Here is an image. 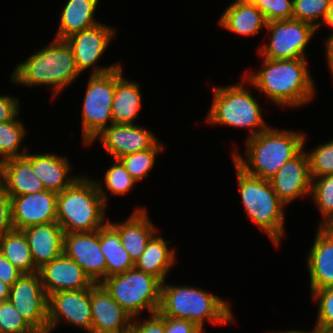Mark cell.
Wrapping results in <instances>:
<instances>
[{"label":"cell","instance_id":"obj_2","mask_svg":"<svg viewBox=\"0 0 333 333\" xmlns=\"http://www.w3.org/2000/svg\"><path fill=\"white\" fill-rule=\"evenodd\" d=\"M305 141L306 135L302 132L269 127L246 139L247 158L238 151L232 152V158L247 174L270 180L287 161L305 147Z\"/></svg>","mask_w":333,"mask_h":333},{"label":"cell","instance_id":"obj_48","mask_svg":"<svg viewBox=\"0 0 333 333\" xmlns=\"http://www.w3.org/2000/svg\"><path fill=\"white\" fill-rule=\"evenodd\" d=\"M270 333V332H269ZM271 333H318V328L314 326L313 331L307 332V331H300V330H287V331H274Z\"/></svg>","mask_w":333,"mask_h":333},{"label":"cell","instance_id":"obj_16","mask_svg":"<svg viewBox=\"0 0 333 333\" xmlns=\"http://www.w3.org/2000/svg\"><path fill=\"white\" fill-rule=\"evenodd\" d=\"M278 199L288 205L296 198L310 196L312 177L304 148L287 161L269 180Z\"/></svg>","mask_w":333,"mask_h":333},{"label":"cell","instance_id":"obj_50","mask_svg":"<svg viewBox=\"0 0 333 333\" xmlns=\"http://www.w3.org/2000/svg\"><path fill=\"white\" fill-rule=\"evenodd\" d=\"M318 333H333V328L318 329Z\"/></svg>","mask_w":333,"mask_h":333},{"label":"cell","instance_id":"obj_28","mask_svg":"<svg viewBox=\"0 0 333 333\" xmlns=\"http://www.w3.org/2000/svg\"><path fill=\"white\" fill-rule=\"evenodd\" d=\"M218 21L225 30L247 37L257 35L267 23L262 12L250 4L229 5Z\"/></svg>","mask_w":333,"mask_h":333},{"label":"cell","instance_id":"obj_43","mask_svg":"<svg viewBox=\"0 0 333 333\" xmlns=\"http://www.w3.org/2000/svg\"><path fill=\"white\" fill-rule=\"evenodd\" d=\"M164 333H205L194 323L185 319L165 317Z\"/></svg>","mask_w":333,"mask_h":333},{"label":"cell","instance_id":"obj_17","mask_svg":"<svg viewBox=\"0 0 333 333\" xmlns=\"http://www.w3.org/2000/svg\"><path fill=\"white\" fill-rule=\"evenodd\" d=\"M14 229L57 222V193L44 190L39 193L11 197Z\"/></svg>","mask_w":333,"mask_h":333},{"label":"cell","instance_id":"obj_10","mask_svg":"<svg viewBox=\"0 0 333 333\" xmlns=\"http://www.w3.org/2000/svg\"><path fill=\"white\" fill-rule=\"evenodd\" d=\"M271 40L259 47L258 53L266 59L306 58V47L318 29L312 24L287 19L266 23Z\"/></svg>","mask_w":333,"mask_h":333},{"label":"cell","instance_id":"obj_49","mask_svg":"<svg viewBox=\"0 0 333 333\" xmlns=\"http://www.w3.org/2000/svg\"><path fill=\"white\" fill-rule=\"evenodd\" d=\"M257 0H235L230 5H243V4H250L255 5Z\"/></svg>","mask_w":333,"mask_h":333},{"label":"cell","instance_id":"obj_29","mask_svg":"<svg viewBox=\"0 0 333 333\" xmlns=\"http://www.w3.org/2000/svg\"><path fill=\"white\" fill-rule=\"evenodd\" d=\"M100 249L106 260V278L123 274L134 267L118 231L109 222L100 228Z\"/></svg>","mask_w":333,"mask_h":333},{"label":"cell","instance_id":"obj_47","mask_svg":"<svg viewBox=\"0 0 333 333\" xmlns=\"http://www.w3.org/2000/svg\"><path fill=\"white\" fill-rule=\"evenodd\" d=\"M324 24L333 28V0H330L329 10L325 18Z\"/></svg>","mask_w":333,"mask_h":333},{"label":"cell","instance_id":"obj_44","mask_svg":"<svg viewBox=\"0 0 333 333\" xmlns=\"http://www.w3.org/2000/svg\"><path fill=\"white\" fill-rule=\"evenodd\" d=\"M22 274L23 273L0 252V280L12 286Z\"/></svg>","mask_w":333,"mask_h":333},{"label":"cell","instance_id":"obj_26","mask_svg":"<svg viewBox=\"0 0 333 333\" xmlns=\"http://www.w3.org/2000/svg\"><path fill=\"white\" fill-rule=\"evenodd\" d=\"M157 232L151 237L146 248L134 267L145 273L158 278L162 283L175 263V249L169 248L168 244Z\"/></svg>","mask_w":333,"mask_h":333},{"label":"cell","instance_id":"obj_9","mask_svg":"<svg viewBox=\"0 0 333 333\" xmlns=\"http://www.w3.org/2000/svg\"><path fill=\"white\" fill-rule=\"evenodd\" d=\"M114 91L115 69L105 74H90L82 108V137L85 145H91L95 137L109 126L108 123H113L111 110Z\"/></svg>","mask_w":333,"mask_h":333},{"label":"cell","instance_id":"obj_14","mask_svg":"<svg viewBox=\"0 0 333 333\" xmlns=\"http://www.w3.org/2000/svg\"><path fill=\"white\" fill-rule=\"evenodd\" d=\"M63 254L74 260L96 284L106 278V260L100 249V229L64 233Z\"/></svg>","mask_w":333,"mask_h":333},{"label":"cell","instance_id":"obj_24","mask_svg":"<svg viewBox=\"0 0 333 333\" xmlns=\"http://www.w3.org/2000/svg\"><path fill=\"white\" fill-rule=\"evenodd\" d=\"M0 183L11 197L45 190L43 183L33 172L31 163L24 156L0 163Z\"/></svg>","mask_w":333,"mask_h":333},{"label":"cell","instance_id":"obj_21","mask_svg":"<svg viewBox=\"0 0 333 333\" xmlns=\"http://www.w3.org/2000/svg\"><path fill=\"white\" fill-rule=\"evenodd\" d=\"M22 231L38 269L63 254L64 231L58 222L30 226Z\"/></svg>","mask_w":333,"mask_h":333},{"label":"cell","instance_id":"obj_18","mask_svg":"<svg viewBox=\"0 0 333 333\" xmlns=\"http://www.w3.org/2000/svg\"><path fill=\"white\" fill-rule=\"evenodd\" d=\"M92 332L128 333L132 317L112 298L100 284L90 288Z\"/></svg>","mask_w":333,"mask_h":333},{"label":"cell","instance_id":"obj_6","mask_svg":"<svg viewBox=\"0 0 333 333\" xmlns=\"http://www.w3.org/2000/svg\"><path fill=\"white\" fill-rule=\"evenodd\" d=\"M233 164L248 218L265 232L275 246H279L285 235V205L278 199L269 180L249 175L234 161Z\"/></svg>","mask_w":333,"mask_h":333},{"label":"cell","instance_id":"obj_40","mask_svg":"<svg viewBox=\"0 0 333 333\" xmlns=\"http://www.w3.org/2000/svg\"><path fill=\"white\" fill-rule=\"evenodd\" d=\"M148 319L140 321L138 317L132 318L131 327L128 333H164L165 317L159 312L150 314Z\"/></svg>","mask_w":333,"mask_h":333},{"label":"cell","instance_id":"obj_33","mask_svg":"<svg viewBox=\"0 0 333 333\" xmlns=\"http://www.w3.org/2000/svg\"><path fill=\"white\" fill-rule=\"evenodd\" d=\"M164 146L159 141L149 150L131 153L118 158L126 171L135 181H142L153 169L156 155H159Z\"/></svg>","mask_w":333,"mask_h":333},{"label":"cell","instance_id":"obj_39","mask_svg":"<svg viewBox=\"0 0 333 333\" xmlns=\"http://www.w3.org/2000/svg\"><path fill=\"white\" fill-rule=\"evenodd\" d=\"M255 6L266 22L293 18V0H257Z\"/></svg>","mask_w":333,"mask_h":333},{"label":"cell","instance_id":"obj_7","mask_svg":"<svg viewBox=\"0 0 333 333\" xmlns=\"http://www.w3.org/2000/svg\"><path fill=\"white\" fill-rule=\"evenodd\" d=\"M242 77L241 83L214 87L213 101L206 120L213 125L248 129L250 135L247 137H252L269 126L264 121L257 100L245 86L246 78Z\"/></svg>","mask_w":333,"mask_h":333},{"label":"cell","instance_id":"obj_19","mask_svg":"<svg viewBox=\"0 0 333 333\" xmlns=\"http://www.w3.org/2000/svg\"><path fill=\"white\" fill-rule=\"evenodd\" d=\"M42 286L49 296L69 290H84L95 283L72 259L64 254L39 268Z\"/></svg>","mask_w":333,"mask_h":333},{"label":"cell","instance_id":"obj_46","mask_svg":"<svg viewBox=\"0 0 333 333\" xmlns=\"http://www.w3.org/2000/svg\"><path fill=\"white\" fill-rule=\"evenodd\" d=\"M11 286L0 280V303L9 300Z\"/></svg>","mask_w":333,"mask_h":333},{"label":"cell","instance_id":"obj_32","mask_svg":"<svg viewBox=\"0 0 333 333\" xmlns=\"http://www.w3.org/2000/svg\"><path fill=\"white\" fill-rule=\"evenodd\" d=\"M310 197L314 200L323 219L318 226H333V174L312 178Z\"/></svg>","mask_w":333,"mask_h":333},{"label":"cell","instance_id":"obj_27","mask_svg":"<svg viewBox=\"0 0 333 333\" xmlns=\"http://www.w3.org/2000/svg\"><path fill=\"white\" fill-rule=\"evenodd\" d=\"M99 2V0H68L60 15L55 39L66 40L73 34L99 23L94 17Z\"/></svg>","mask_w":333,"mask_h":333},{"label":"cell","instance_id":"obj_37","mask_svg":"<svg viewBox=\"0 0 333 333\" xmlns=\"http://www.w3.org/2000/svg\"><path fill=\"white\" fill-rule=\"evenodd\" d=\"M0 333H36L10 300L0 303Z\"/></svg>","mask_w":333,"mask_h":333},{"label":"cell","instance_id":"obj_22","mask_svg":"<svg viewBox=\"0 0 333 333\" xmlns=\"http://www.w3.org/2000/svg\"><path fill=\"white\" fill-rule=\"evenodd\" d=\"M108 222L118 231L124 249L135 263L144 252L151 237L158 232L146 213V208L137 207L125 221Z\"/></svg>","mask_w":333,"mask_h":333},{"label":"cell","instance_id":"obj_3","mask_svg":"<svg viewBox=\"0 0 333 333\" xmlns=\"http://www.w3.org/2000/svg\"><path fill=\"white\" fill-rule=\"evenodd\" d=\"M15 68L11 74L13 83L27 87L52 86L54 98L81 75L68 42L55 38Z\"/></svg>","mask_w":333,"mask_h":333},{"label":"cell","instance_id":"obj_15","mask_svg":"<svg viewBox=\"0 0 333 333\" xmlns=\"http://www.w3.org/2000/svg\"><path fill=\"white\" fill-rule=\"evenodd\" d=\"M99 138L112 158L151 149L159 140L150 129L136 124H111L92 141Z\"/></svg>","mask_w":333,"mask_h":333},{"label":"cell","instance_id":"obj_41","mask_svg":"<svg viewBox=\"0 0 333 333\" xmlns=\"http://www.w3.org/2000/svg\"><path fill=\"white\" fill-rule=\"evenodd\" d=\"M13 229L11 196L0 183V237Z\"/></svg>","mask_w":333,"mask_h":333},{"label":"cell","instance_id":"obj_1","mask_svg":"<svg viewBox=\"0 0 333 333\" xmlns=\"http://www.w3.org/2000/svg\"><path fill=\"white\" fill-rule=\"evenodd\" d=\"M307 65L306 58H263L259 71L248 70L243 76L278 106L301 107L315 96V84Z\"/></svg>","mask_w":333,"mask_h":333},{"label":"cell","instance_id":"obj_4","mask_svg":"<svg viewBox=\"0 0 333 333\" xmlns=\"http://www.w3.org/2000/svg\"><path fill=\"white\" fill-rule=\"evenodd\" d=\"M107 205L101 182L80 174L57 194V222L64 233L98 230L108 222L105 219Z\"/></svg>","mask_w":333,"mask_h":333},{"label":"cell","instance_id":"obj_20","mask_svg":"<svg viewBox=\"0 0 333 333\" xmlns=\"http://www.w3.org/2000/svg\"><path fill=\"white\" fill-rule=\"evenodd\" d=\"M306 262L310 290L333 287V226L317 227L316 237Z\"/></svg>","mask_w":333,"mask_h":333},{"label":"cell","instance_id":"obj_36","mask_svg":"<svg viewBox=\"0 0 333 333\" xmlns=\"http://www.w3.org/2000/svg\"><path fill=\"white\" fill-rule=\"evenodd\" d=\"M136 183L137 181L131 177L118 159H115L104 175L105 186L115 195L128 193Z\"/></svg>","mask_w":333,"mask_h":333},{"label":"cell","instance_id":"obj_34","mask_svg":"<svg viewBox=\"0 0 333 333\" xmlns=\"http://www.w3.org/2000/svg\"><path fill=\"white\" fill-rule=\"evenodd\" d=\"M329 5L330 0H293V19L310 23L319 29L325 21Z\"/></svg>","mask_w":333,"mask_h":333},{"label":"cell","instance_id":"obj_11","mask_svg":"<svg viewBox=\"0 0 333 333\" xmlns=\"http://www.w3.org/2000/svg\"><path fill=\"white\" fill-rule=\"evenodd\" d=\"M9 300L36 333H48V295L39 272L22 274L11 286Z\"/></svg>","mask_w":333,"mask_h":333},{"label":"cell","instance_id":"obj_13","mask_svg":"<svg viewBox=\"0 0 333 333\" xmlns=\"http://www.w3.org/2000/svg\"><path fill=\"white\" fill-rule=\"evenodd\" d=\"M62 320L86 332L92 331L90 288L60 291L48 296V333Z\"/></svg>","mask_w":333,"mask_h":333},{"label":"cell","instance_id":"obj_23","mask_svg":"<svg viewBox=\"0 0 333 333\" xmlns=\"http://www.w3.org/2000/svg\"><path fill=\"white\" fill-rule=\"evenodd\" d=\"M23 156L31 163L35 175L43 183L45 190L60 193L69 187L78 176L69 177L70 162L66 157L56 154H31Z\"/></svg>","mask_w":333,"mask_h":333},{"label":"cell","instance_id":"obj_38","mask_svg":"<svg viewBox=\"0 0 333 333\" xmlns=\"http://www.w3.org/2000/svg\"><path fill=\"white\" fill-rule=\"evenodd\" d=\"M312 299L318 303V314L315 327L318 329L333 328V287L311 290Z\"/></svg>","mask_w":333,"mask_h":333},{"label":"cell","instance_id":"obj_25","mask_svg":"<svg viewBox=\"0 0 333 333\" xmlns=\"http://www.w3.org/2000/svg\"><path fill=\"white\" fill-rule=\"evenodd\" d=\"M122 66L115 69V91L111 115L113 124H134L141 109L139 83L123 77Z\"/></svg>","mask_w":333,"mask_h":333},{"label":"cell","instance_id":"obj_8","mask_svg":"<svg viewBox=\"0 0 333 333\" xmlns=\"http://www.w3.org/2000/svg\"><path fill=\"white\" fill-rule=\"evenodd\" d=\"M100 284L132 318L143 310L149 315L159 311L162 282L135 267L107 277Z\"/></svg>","mask_w":333,"mask_h":333},{"label":"cell","instance_id":"obj_45","mask_svg":"<svg viewBox=\"0 0 333 333\" xmlns=\"http://www.w3.org/2000/svg\"><path fill=\"white\" fill-rule=\"evenodd\" d=\"M325 42L327 64L333 78V32L330 37H327Z\"/></svg>","mask_w":333,"mask_h":333},{"label":"cell","instance_id":"obj_42","mask_svg":"<svg viewBox=\"0 0 333 333\" xmlns=\"http://www.w3.org/2000/svg\"><path fill=\"white\" fill-rule=\"evenodd\" d=\"M17 97L0 95V122L14 120L20 114V103Z\"/></svg>","mask_w":333,"mask_h":333},{"label":"cell","instance_id":"obj_30","mask_svg":"<svg viewBox=\"0 0 333 333\" xmlns=\"http://www.w3.org/2000/svg\"><path fill=\"white\" fill-rule=\"evenodd\" d=\"M0 252L23 274L38 272L27 238L22 230L13 229L0 237Z\"/></svg>","mask_w":333,"mask_h":333},{"label":"cell","instance_id":"obj_31","mask_svg":"<svg viewBox=\"0 0 333 333\" xmlns=\"http://www.w3.org/2000/svg\"><path fill=\"white\" fill-rule=\"evenodd\" d=\"M26 129L16 117L14 120L0 122V163L16 157H22L28 148L19 151L20 143L25 138Z\"/></svg>","mask_w":333,"mask_h":333},{"label":"cell","instance_id":"obj_35","mask_svg":"<svg viewBox=\"0 0 333 333\" xmlns=\"http://www.w3.org/2000/svg\"><path fill=\"white\" fill-rule=\"evenodd\" d=\"M306 153L312 178L333 174V140L316 146Z\"/></svg>","mask_w":333,"mask_h":333},{"label":"cell","instance_id":"obj_5","mask_svg":"<svg viewBox=\"0 0 333 333\" xmlns=\"http://www.w3.org/2000/svg\"><path fill=\"white\" fill-rule=\"evenodd\" d=\"M231 309L227 300L199 287L170 285L165 281L161 285L158 312L164 317L189 320L202 331L207 320L217 326L234 322Z\"/></svg>","mask_w":333,"mask_h":333},{"label":"cell","instance_id":"obj_12","mask_svg":"<svg viewBox=\"0 0 333 333\" xmlns=\"http://www.w3.org/2000/svg\"><path fill=\"white\" fill-rule=\"evenodd\" d=\"M116 29L111 26L97 23L96 25L75 33L66 39L73 50L78 71L83 73L90 67L94 68L91 75H100L113 71L121 66L116 63L111 66H96L97 61L110 44V41L116 34Z\"/></svg>","mask_w":333,"mask_h":333}]
</instances>
